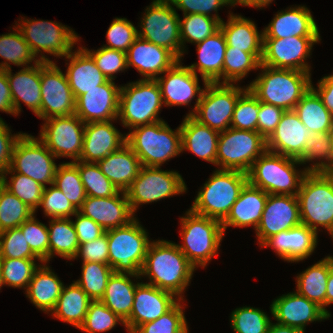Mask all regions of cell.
Segmentation results:
<instances>
[{"mask_svg": "<svg viewBox=\"0 0 333 333\" xmlns=\"http://www.w3.org/2000/svg\"><path fill=\"white\" fill-rule=\"evenodd\" d=\"M321 37L263 38L261 65L277 69L311 72L306 61Z\"/></svg>", "mask_w": 333, "mask_h": 333, "instance_id": "cell-17", "label": "cell"}, {"mask_svg": "<svg viewBox=\"0 0 333 333\" xmlns=\"http://www.w3.org/2000/svg\"><path fill=\"white\" fill-rule=\"evenodd\" d=\"M35 212L8 191L0 179V232L18 228Z\"/></svg>", "mask_w": 333, "mask_h": 333, "instance_id": "cell-51", "label": "cell"}, {"mask_svg": "<svg viewBox=\"0 0 333 333\" xmlns=\"http://www.w3.org/2000/svg\"><path fill=\"white\" fill-rule=\"evenodd\" d=\"M182 60L177 61L170 69L156 78L164 106L189 105L196 98L194 108L187 114L192 115L201 99L204 89L199 86V75H196Z\"/></svg>", "mask_w": 333, "mask_h": 333, "instance_id": "cell-19", "label": "cell"}, {"mask_svg": "<svg viewBox=\"0 0 333 333\" xmlns=\"http://www.w3.org/2000/svg\"><path fill=\"white\" fill-rule=\"evenodd\" d=\"M57 159L37 137L22 133L12 150L10 166L5 172L26 175L42 186L53 184Z\"/></svg>", "mask_w": 333, "mask_h": 333, "instance_id": "cell-14", "label": "cell"}, {"mask_svg": "<svg viewBox=\"0 0 333 333\" xmlns=\"http://www.w3.org/2000/svg\"><path fill=\"white\" fill-rule=\"evenodd\" d=\"M127 68H135L142 79H156L179 59L167 48L137 37L126 52Z\"/></svg>", "mask_w": 333, "mask_h": 333, "instance_id": "cell-25", "label": "cell"}, {"mask_svg": "<svg viewBox=\"0 0 333 333\" xmlns=\"http://www.w3.org/2000/svg\"><path fill=\"white\" fill-rule=\"evenodd\" d=\"M81 278L74 281L92 299L99 301L104 296L107 283L114 273L109 264L99 262H83Z\"/></svg>", "mask_w": 333, "mask_h": 333, "instance_id": "cell-47", "label": "cell"}, {"mask_svg": "<svg viewBox=\"0 0 333 333\" xmlns=\"http://www.w3.org/2000/svg\"><path fill=\"white\" fill-rule=\"evenodd\" d=\"M232 6L235 7L236 4L243 5L247 0H227Z\"/></svg>", "mask_w": 333, "mask_h": 333, "instance_id": "cell-72", "label": "cell"}, {"mask_svg": "<svg viewBox=\"0 0 333 333\" xmlns=\"http://www.w3.org/2000/svg\"><path fill=\"white\" fill-rule=\"evenodd\" d=\"M270 313L276 323L304 332L309 323L330 318L321 307L297 291L282 294L274 299L270 305Z\"/></svg>", "mask_w": 333, "mask_h": 333, "instance_id": "cell-23", "label": "cell"}, {"mask_svg": "<svg viewBox=\"0 0 333 333\" xmlns=\"http://www.w3.org/2000/svg\"><path fill=\"white\" fill-rule=\"evenodd\" d=\"M187 185L177 171L142 166L137 178L125 191L134 215L139 205L157 202L185 193Z\"/></svg>", "mask_w": 333, "mask_h": 333, "instance_id": "cell-13", "label": "cell"}, {"mask_svg": "<svg viewBox=\"0 0 333 333\" xmlns=\"http://www.w3.org/2000/svg\"><path fill=\"white\" fill-rule=\"evenodd\" d=\"M311 135L294 110L285 111L276 129L266 140V148L267 151L300 160L304 154V144Z\"/></svg>", "mask_w": 333, "mask_h": 333, "instance_id": "cell-26", "label": "cell"}, {"mask_svg": "<svg viewBox=\"0 0 333 333\" xmlns=\"http://www.w3.org/2000/svg\"><path fill=\"white\" fill-rule=\"evenodd\" d=\"M318 234L300 224L268 238L261 247H272L276 255L288 263H298L310 257L318 244Z\"/></svg>", "mask_w": 333, "mask_h": 333, "instance_id": "cell-27", "label": "cell"}, {"mask_svg": "<svg viewBox=\"0 0 333 333\" xmlns=\"http://www.w3.org/2000/svg\"><path fill=\"white\" fill-rule=\"evenodd\" d=\"M163 105L155 79H139L121 86L117 120L131 130L140 125L163 120L159 118Z\"/></svg>", "mask_w": 333, "mask_h": 333, "instance_id": "cell-8", "label": "cell"}, {"mask_svg": "<svg viewBox=\"0 0 333 333\" xmlns=\"http://www.w3.org/2000/svg\"><path fill=\"white\" fill-rule=\"evenodd\" d=\"M9 174L10 181L7 180ZM0 179L8 191L13 193L36 213L41 204L44 186L26 175L15 172H4Z\"/></svg>", "mask_w": 333, "mask_h": 333, "instance_id": "cell-48", "label": "cell"}, {"mask_svg": "<svg viewBox=\"0 0 333 333\" xmlns=\"http://www.w3.org/2000/svg\"><path fill=\"white\" fill-rule=\"evenodd\" d=\"M38 138L56 157L79 161L83 150L85 123L76 115L51 117L43 120Z\"/></svg>", "mask_w": 333, "mask_h": 333, "instance_id": "cell-16", "label": "cell"}, {"mask_svg": "<svg viewBox=\"0 0 333 333\" xmlns=\"http://www.w3.org/2000/svg\"><path fill=\"white\" fill-rule=\"evenodd\" d=\"M266 150V139L259 132L230 127L219 133L216 166L248 173Z\"/></svg>", "mask_w": 333, "mask_h": 333, "instance_id": "cell-11", "label": "cell"}, {"mask_svg": "<svg viewBox=\"0 0 333 333\" xmlns=\"http://www.w3.org/2000/svg\"><path fill=\"white\" fill-rule=\"evenodd\" d=\"M92 299L73 281L62 288L54 309L50 312L53 318L80 328L84 323Z\"/></svg>", "mask_w": 333, "mask_h": 333, "instance_id": "cell-40", "label": "cell"}, {"mask_svg": "<svg viewBox=\"0 0 333 333\" xmlns=\"http://www.w3.org/2000/svg\"><path fill=\"white\" fill-rule=\"evenodd\" d=\"M196 48L199 61L187 67L196 75H198L197 71L200 72L204 85L207 83L223 84V63L227 44L221 29L204 41L197 43Z\"/></svg>", "mask_w": 333, "mask_h": 333, "instance_id": "cell-31", "label": "cell"}, {"mask_svg": "<svg viewBox=\"0 0 333 333\" xmlns=\"http://www.w3.org/2000/svg\"><path fill=\"white\" fill-rule=\"evenodd\" d=\"M274 0H247L242 6H251L257 9L269 6Z\"/></svg>", "mask_w": 333, "mask_h": 333, "instance_id": "cell-71", "label": "cell"}, {"mask_svg": "<svg viewBox=\"0 0 333 333\" xmlns=\"http://www.w3.org/2000/svg\"><path fill=\"white\" fill-rule=\"evenodd\" d=\"M257 28L254 21L230 12L228 20L220 23L227 47L251 54H262L263 52V29L259 32Z\"/></svg>", "mask_w": 333, "mask_h": 333, "instance_id": "cell-36", "label": "cell"}, {"mask_svg": "<svg viewBox=\"0 0 333 333\" xmlns=\"http://www.w3.org/2000/svg\"><path fill=\"white\" fill-rule=\"evenodd\" d=\"M268 194L252 186L249 182L243 187L237 201L232 205L227 217L221 222L225 233L227 227L245 228L260 223Z\"/></svg>", "mask_w": 333, "mask_h": 333, "instance_id": "cell-33", "label": "cell"}, {"mask_svg": "<svg viewBox=\"0 0 333 333\" xmlns=\"http://www.w3.org/2000/svg\"><path fill=\"white\" fill-rule=\"evenodd\" d=\"M267 333H305V332L294 327L271 322Z\"/></svg>", "mask_w": 333, "mask_h": 333, "instance_id": "cell-69", "label": "cell"}, {"mask_svg": "<svg viewBox=\"0 0 333 333\" xmlns=\"http://www.w3.org/2000/svg\"><path fill=\"white\" fill-rule=\"evenodd\" d=\"M220 29V22L202 14H186L180 18V38L182 42V57L186 52L185 43L197 44L212 36Z\"/></svg>", "mask_w": 333, "mask_h": 333, "instance_id": "cell-46", "label": "cell"}, {"mask_svg": "<svg viewBox=\"0 0 333 333\" xmlns=\"http://www.w3.org/2000/svg\"><path fill=\"white\" fill-rule=\"evenodd\" d=\"M329 134H330V138H331L332 143H333V118H332V123H331L330 130H329Z\"/></svg>", "mask_w": 333, "mask_h": 333, "instance_id": "cell-73", "label": "cell"}, {"mask_svg": "<svg viewBox=\"0 0 333 333\" xmlns=\"http://www.w3.org/2000/svg\"><path fill=\"white\" fill-rule=\"evenodd\" d=\"M36 260L42 263L40 259L0 258L4 286L23 288L26 291L35 270L40 266Z\"/></svg>", "mask_w": 333, "mask_h": 333, "instance_id": "cell-52", "label": "cell"}, {"mask_svg": "<svg viewBox=\"0 0 333 333\" xmlns=\"http://www.w3.org/2000/svg\"><path fill=\"white\" fill-rule=\"evenodd\" d=\"M0 258L39 259L30 249L19 228L0 232Z\"/></svg>", "mask_w": 333, "mask_h": 333, "instance_id": "cell-59", "label": "cell"}, {"mask_svg": "<svg viewBox=\"0 0 333 333\" xmlns=\"http://www.w3.org/2000/svg\"><path fill=\"white\" fill-rule=\"evenodd\" d=\"M260 101L247 88L238 98L230 127L240 130L257 131Z\"/></svg>", "mask_w": 333, "mask_h": 333, "instance_id": "cell-55", "label": "cell"}, {"mask_svg": "<svg viewBox=\"0 0 333 333\" xmlns=\"http://www.w3.org/2000/svg\"><path fill=\"white\" fill-rule=\"evenodd\" d=\"M41 119L75 114V97L56 62H41Z\"/></svg>", "mask_w": 333, "mask_h": 333, "instance_id": "cell-18", "label": "cell"}, {"mask_svg": "<svg viewBox=\"0 0 333 333\" xmlns=\"http://www.w3.org/2000/svg\"><path fill=\"white\" fill-rule=\"evenodd\" d=\"M121 85L107 80L75 100V114L84 122L117 120Z\"/></svg>", "mask_w": 333, "mask_h": 333, "instance_id": "cell-22", "label": "cell"}, {"mask_svg": "<svg viewBox=\"0 0 333 333\" xmlns=\"http://www.w3.org/2000/svg\"><path fill=\"white\" fill-rule=\"evenodd\" d=\"M299 120L312 133H329L333 115L323 104L317 92L310 89L294 108Z\"/></svg>", "mask_w": 333, "mask_h": 333, "instance_id": "cell-41", "label": "cell"}, {"mask_svg": "<svg viewBox=\"0 0 333 333\" xmlns=\"http://www.w3.org/2000/svg\"><path fill=\"white\" fill-rule=\"evenodd\" d=\"M176 9L183 11V14H202L217 19L220 23L223 19L219 16L218 10L223 6H232L227 0H169ZM215 12V14H211Z\"/></svg>", "mask_w": 333, "mask_h": 333, "instance_id": "cell-62", "label": "cell"}, {"mask_svg": "<svg viewBox=\"0 0 333 333\" xmlns=\"http://www.w3.org/2000/svg\"><path fill=\"white\" fill-rule=\"evenodd\" d=\"M65 58L69 60L66 63L65 75L75 99L88 90L99 88V85L108 80L81 46L77 50H72Z\"/></svg>", "mask_w": 333, "mask_h": 333, "instance_id": "cell-32", "label": "cell"}, {"mask_svg": "<svg viewBox=\"0 0 333 333\" xmlns=\"http://www.w3.org/2000/svg\"><path fill=\"white\" fill-rule=\"evenodd\" d=\"M179 300L170 292L146 282H139L135 289L130 317L125 321V329L134 332L140 325L162 316Z\"/></svg>", "mask_w": 333, "mask_h": 333, "instance_id": "cell-21", "label": "cell"}, {"mask_svg": "<svg viewBox=\"0 0 333 333\" xmlns=\"http://www.w3.org/2000/svg\"><path fill=\"white\" fill-rule=\"evenodd\" d=\"M80 174L86 196L104 198L116 195L119 190L101 172L97 163L75 161L73 162Z\"/></svg>", "mask_w": 333, "mask_h": 333, "instance_id": "cell-50", "label": "cell"}, {"mask_svg": "<svg viewBox=\"0 0 333 333\" xmlns=\"http://www.w3.org/2000/svg\"><path fill=\"white\" fill-rule=\"evenodd\" d=\"M4 286V283H3V280H2V270H1V264H0V290H1V287Z\"/></svg>", "mask_w": 333, "mask_h": 333, "instance_id": "cell-74", "label": "cell"}, {"mask_svg": "<svg viewBox=\"0 0 333 333\" xmlns=\"http://www.w3.org/2000/svg\"><path fill=\"white\" fill-rule=\"evenodd\" d=\"M197 270L178 248L167 240H153L141 268L140 277H148L151 284L185 300L184 292Z\"/></svg>", "mask_w": 333, "mask_h": 333, "instance_id": "cell-1", "label": "cell"}, {"mask_svg": "<svg viewBox=\"0 0 333 333\" xmlns=\"http://www.w3.org/2000/svg\"><path fill=\"white\" fill-rule=\"evenodd\" d=\"M137 30L126 18L116 17L106 31L107 44L103 46L126 53L138 37Z\"/></svg>", "mask_w": 333, "mask_h": 333, "instance_id": "cell-60", "label": "cell"}, {"mask_svg": "<svg viewBox=\"0 0 333 333\" xmlns=\"http://www.w3.org/2000/svg\"><path fill=\"white\" fill-rule=\"evenodd\" d=\"M183 301L185 300H179L156 320L140 325L134 333H189Z\"/></svg>", "mask_w": 333, "mask_h": 333, "instance_id": "cell-53", "label": "cell"}, {"mask_svg": "<svg viewBox=\"0 0 333 333\" xmlns=\"http://www.w3.org/2000/svg\"><path fill=\"white\" fill-rule=\"evenodd\" d=\"M78 212L91 218L105 231L125 226L136 218L124 191H119L112 197L86 196Z\"/></svg>", "mask_w": 333, "mask_h": 333, "instance_id": "cell-24", "label": "cell"}, {"mask_svg": "<svg viewBox=\"0 0 333 333\" xmlns=\"http://www.w3.org/2000/svg\"><path fill=\"white\" fill-rule=\"evenodd\" d=\"M284 112L285 110L280 107L260 101L257 132H259L267 140L281 121Z\"/></svg>", "mask_w": 333, "mask_h": 333, "instance_id": "cell-64", "label": "cell"}, {"mask_svg": "<svg viewBox=\"0 0 333 333\" xmlns=\"http://www.w3.org/2000/svg\"><path fill=\"white\" fill-rule=\"evenodd\" d=\"M198 191L190 210L198 215L223 221L248 183L247 173L215 169Z\"/></svg>", "mask_w": 333, "mask_h": 333, "instance_id": "cell-6", "label": "cell"}, {"mask_svg": "<svg viewBox=\"0 0 333 333\" xmlns=\"http://www.w3.org/2000/svg\"><path fill=\"white\" fill-rule=\"evenodd\" d=\"M75 216L74 224L79 244L93 241L105 233V230L91 218L83 216L78 211L73 215Z\"/></svg>", "mask_w": 333, "mask_h": 333, "instance_id": "cell-66", "label": "cell"}, {"mask_svg": "<svg viewBox=\"0 0 333 333\" xmlns=\"http://www.w3.org/2000/svg\"><path fill=\"white\" fill-rule=\"evenodd\" d=\"M126 143L142 166L160 167L182 153L180 125L175 131L164 120L140 125L129 130Z\"/></svg>", "mask_w": 333, "mask_h": 333, "instance_id": "cell-3", "label": "cell"}, {"mask_svg": "<svg viewBox=\"0 0 333 333\" xmlns=\"http://www.w3.org/2000/svg\"><path fill=\"white\" fill-rule=\"evenodd\" d=\"M0 111L15 115V109L11 98L9 82L6 76V70L0 68ZM1 119V117H0Z\"/></svg>", "mask_w": 333, "mask_h": 333, "instance_id": "cell-68", "label": "cell"}, {"mask_svg": "<svg viewBox=\"0 0 333 333\" xmlns=\"http://www.w3.org/2000/svg\"><path fill=\"white\" fill-rule=\"evenodd\" d=\"M53 185L63 192L77 210L86 199L78 167L73 162L58 164Z\"/></svg>", "mask_w": 333, "mask_h": 333, "instance_id": "cell-49", "label": "cell"}, {"mask_svg": "<svg viewBox=\"0 0 333 333\" xmlns=\"http://www.w3.org/2000/svg\"><path fill=\"white\" fill-rule=\"evenodd\" d=\"M297 165H302L297 159L266 150L247 173L248 182L267 194L296 196L308 173Z\"/></svg>", "mask_w": 333, "mask_h": 333, "instance_id": "cell-5", "label": "cell"}, {"mask_svg": "<svg viewBox=\"0 0 333 333\" xmlns=\"http://www.w3.org/2000/svg\"><path fill=\"white\" fill-rule=\"evenodd\" d=\"M248 88L235 84L207 83L191 115L199 123L219 132L230 128L239 96Z\"/></svg>", "mask_w": 333, "mask_h": 333, "instance_id": "cell-15", "label": "cell"}, {"mask_svg": "<svg viewBox=\"0 0 333 333\" xmlns=\"http://www.w3.org/2000/svg\"><path fill=\"white\" fill-rule=\"evenodd\" d=\"M333 303V268L330 270L327 280L326 307Z\"/></svg>", "mask_w": 333, "mask_h": 333, "instance_id": "cell-70", "label": "cell"}, {"mask_svg": "<svg viewBox=\"0 0 333 333\" xmlns=\"http://www.w3.org/2000/svg\"><path fill=\"white\" fill-rule=\"evenodd\" d=\"M109 246V265L114 273L140 276L148 247V232L135 218L129 224L105 231Z\"/></svg>", "mask_w": 333, "mask_h": 333, "instance_id": "cell-9", "label": "cell"}, {"mask_svg": "<svg viewBox=\"0 0 333 333\" xmlns=\"http://www.w3.org/2000/svg\"><path fill=\"white\" fill-rule=\"evenodd\" d=\"M97 164L116 188L124 192L137 178L142 167L139 158L127 143L98 161Z\"/></svg>", "mask_w": 333, "mask_h": 333, "instance_id": "cell-35", "label": "cell"}, {"mask_svg": "<svg viewBox=\"0 0 333 333\" xmlns=\"http://www.w3.org/2000/svg\"><path fill=\"white\" fill-rule=\"evenodd\" d=\"M47 264L42 262L35 270L25 295L38 310L49 314L56 305L64 283Z\"/></svg>", "mask_w": 333, "mask_h": 333, "instance_id": "cell-37", "label": "cell"}, {"mask_svg": "<svg viewBox=\"0 0 333 333\" xmlns=\"http://www.w3.org/2000/svg\"><path fill=\"white\" fill-rule=\"evenodd\" d=\"M19 20L15 25L21 31L23 38L28 43L36 59L38 58V61L53 62L44 55L45 53L56 58H63L79 42V35L72 28L62 23L23 17Z\"/></svg>", "mask_w": 333, "mask_h": 333, "instance_id": "cell-10", "label": "cell"}, {"mask_svg": "<svg viewBox=\"0 0 333 333\" xmlns=\"http://www.w3.org/2000/svg\"><path fill=\"white\" fill-rule=\"evenodd\" d=\"M261 57L262 54L227 47L223 63V84H238L250 71L259 70Z\"/></svg>", "mask_w": 333, "mask_h": 333, "instance_id": "cell-45", "label": "cell"}, {"mask_svg": "<svg viewBox=\"0 0 333 333\" xmlns=\"http://www.w3.org/2000/svg\"><path fill=\"white\" fill-rule=\"evenodd\" d=\"M299 162L302 165L313 163L309 164L310 167H304L308 172H331L333 169V143L330 134H312L304 144V154Z\"/></svg>", "mask_w": 333, "mask_h": 333, "instance_id": "cell-44", "label": "cell"}, {"mask_svg": "<svg viewBox=\"0 0 333 333\" xmlns=\"http://www.w3.org/2000/svg\"><path fill=\"white\" fill-rule=\"evenodd\" d=\"M49 234V261L54 255L68 260H75L79 249L77 233L72 218H50Z\"/></svg>", "mask_w": 333, "mask_h": 333, "instance_id": "cell-42", "label": "cell"}, {"mask_svg": "<svg viewBox=\"0 0 333 333\" xmlns=\"http://www.w3.org/2000/svg\"><path fill=\"white\" fill-rule=\"evenodd\" d=\"M332 268L333 256L329 255L296 276V291L316 303L329 317L331 313L326 308V290Z\"/></svg>", "mask_w": 333, "mask_h": 333, "instance_id": "cell-38", "label": "cell"}, {"mask_svg": "<svg viewBox=\"0 0 333 333\" xmlns=\"http://www.w3.org/2000/svg\"><path fill=\"white\" fill-rule=\"evenodd\" d=\"M182 153L186 150L197 157L216 165L219 131L199 123L186 115L180 125Z\"/></svg>", "mask_w": 333, "mask_h": 333, "instance_id": "cell-34", "label": "cell"}, {"mask_svg": "<svg viewBox=\"0 0 333 333\" xmlns=\"http://www.w3.org/2000/svg\"><path fill=\"white\" fill-rule=\"evenodd\" d=\"M272 320L259 308L243 306L231 312L230 324L235 333H267Z\"/></svg>", "mask_w": 333, "mask_h": 333, "instance_id": "cell-54", "label": "cell"}, {"mask_svg": "<svg viewBox=\"0 0 333 333\" xmlns=\"http://www.w3.org/2000/svg\"><path fill=\"white\" fill-rule=\"evenodd\" d=\"M301 224L297 196L268 194L262 217L255 232L261 246L268 238Z\"/></svg>", "mask_w": 333, "mask_h": 333, "instance_id": "cell-20", "label": "cell"}, {"mask_svg": "<svg viewBox=\"0 0 333 333\" xmlns=\"http://www.w3.org/2000/svg\"><path fill=\"white\" fill-rule=\"evenodd\" d=\"M34 213L18 228L22 231L31 251L42 261L49 262V234L47 225L38 221Z\"/></svg>", "mask_w": 333, "mask_h": 333, "instance_id": "cell-57", "label": "cell"}, {"mask_svg": "<svg viewBox=\"0 0 333 333\" xmlns=\"http://www.w3.org/2000/svg\"><path fill=\"white\" fill-rule=\"evenodd\" d=\"M140 279L133 274L113 273L108 280L101 302L124 322L132 311L135 289L139 282L134 283L130 278Z\"/></svg>", "mask_w": 333, "mask_h": 333, "instance_id": "cell-39", "label": "cell"}, {"mask_svg": "<svg viewBox=\"0 0 333 333\" xmlns=\"http://www.w3.org/2000/svg\"><path fill=\"white\" fill-rule=\"evenodd\" d=\"M140 22L139 37L167 48L179 60L182 59L180 16L169 0H153Z\"/></svg>", "mask_w": 333, "mask_h": 333, "instance_id": "cell-12", "label": "cell"}, {"mask_svg": "<svg viewBox=\"0 0 333 333\" xmlns=\"http://www.w3.org/2000/svg\"><path fill=\"white\" fill-rule=\"evenodd\" d=\"M263 38L321 37L319 28L306 6L288 7L278 11L263 30Z\"/></svg>", "mask_w": 333, "mask_h": 333, "instance_id": "cell-30", "label": "cell"}, {"mask_svg": "<svg viewBox=\"0 0 333 333\" xmlns=\"http://www.w3.org/2000/svg\"><path fill=\"white\" fill-rule=\"evenodd\" d=\"M81 257L83 262H99L109 264V246L107 234L104 233L93 241L79 245L75 259Z\"/></svg>", "mask_w": 333, "mask_h": 333, "instance_id": "cell-63", "label": "cell"}, {"mask_svg": "<svg viewBox=\"0 0 333 333\" xmlns=\"http://www.w3.org/2000/svg\"><path fill=\"white\" fill-rule=\"evenodd\" d=\"M118 324H123L125 327V322L100 300L92 301L79 330L86 333H102L112 330Z\"/></svg>", "mask_w": 333, "mask_h": 333, "instance_id": "cell-56", "label": "cell"}, {"mask_svg": "<svg viewBox=\"0 0 333 333\" xmlns=\"http://www.w3.org/2000/svg\"><path fill=\"white\" fill-rule=\"evenodd\" d=\"M0 58L5 59L0 63V68L4 70L12 68L11 63L17 67H28L39 62L17 26H13L12 32L0 35Z\"/></svg>", "mask_w": 333, "mask_h": 333, "instance_id": "cell-43", "label": "cell"}, {"mask_svg": "<svg viewBox=\"0 0 333 333\" xmlns=\"http://www.w3.org/2000/svg\"><path fill=\"white\" fill-rule=\"evenodd\" d=\"M301 224L317 234L319 226L333 238V174L308 172L297 193Z\"/></svg>", "mask_w": 333, "mask_h": 333, "instance_id": "cell-7", "label": "cell"}, {"mask_svg": "<svg viewBox=\"0 0 333 333\" xmlns=\"http://www.w3.org/2000/svg\"><path fill=\"white\" fill-rule=\"evenodd\" d=\"M311 87L317 92L325 107L333 115V74L318 80L317 88L313 84H311Z\"/></svg>", "mask_w": 333, "mask_h": 333, "instance_id": "cell-67", "label": "cell"}, {"mask_svg": "<svg viewBox=\"0 0 333 333\" xmlns=\"http://www.w3.org/2000/svg\"><path fill=\"white\" fill-rule=\"evenodd\" d=\"M113 121L85 123L83 150L80 161L97 163L126 143L123 135Z\"/></svg>", "mask_w": 333, "mask_h": 333, "instance_id": "cell-28", "label": "cell"}, {"mask_svg": "<svg viewBox=\"0 0 333 333\" xmlns=\"http://www.w3.org/2000/svg\"><path fill=\"white\" fill-rule=\"evenodd\" d=\"M184 215L180 217L183 243L177 246L195 268H204L219 254V246L225 234L222 223L217 219L198 215L190 209Z\"/></svg>", "mask_w": 333, "mask_h": 333, "instance_id": "cell-4", "label": "cell"}, {"mask_svg": "<svg viewBox=\"0 0 333 333\" xmlns=\"http://www.w3.org/2000/svg\"><path fill=\"white\" fill-rule=\"evenodd\" d=\"M11 98L18 116L21 112L22 101L31 111L41 119V61L32 66L23 67L15 74L11 68L6 70Z\"/></svg>", "mask_w": 333, "mask_h": 333, "instance_id": "cell-29", "label": "cell"}, {"mask_svg": "<svg viewBox=\"0 0 333 333\" xmlns=\"http://www.w3.org/2000/svg\"><path fill=\"white\" fill-rule=\"evenodd\" d=\"M261 73L248 85L259 101L294 110L303 95L310 89L311 73L292 69H277L260 65Z\"/></svg>", "mask_w": 333, "mask_h": 333, "instance_id": "cell-2", "label": "cell"}, {"mask_svg": "<svg viewBox=\"0 0 333 333\" xmlns=\"http://www.w3.org/2000/svg\"><path fill=\"white\" fill-rule=\"evenodd\" d=\"M82 48L93 58L96 66L109 80H115L114 74L124 72L127 69L126 53L102 46L97 50Z\"/></svg>", "mask_w": 333, "mask_h": 333, "instance_id": "cell-58", "label": "cell"}, {"mask_svg": "<svg viewBox=\"0 0 333 333\" xmlns=\"http://www.w3.org/2000/svg\"><path fill=\"white\" fill-rule=\"evenodd\" d=\"M8 124L0 119V177L9 168L12 150L15 142L21 136L22 132L12 135Z\"/></svg>", "mask_w": 333, "mask_h": 333, "instance_id": "cell-65", "label": "cell"}, {"mask_svg": "<svg viewBox=\"0 0 333 333\" xmlns=\"http://www.w3.org/2000/svg\"><path fill=\"white\" fill-rule=\"evenodd\" d=\"M49 218H72L78 210L69 202L63 192L51 184L44 188L39 208Z\"/></svg>", "mask_w": 333, "mask_h": 333, "instance_id": "cell-61", "label": "cell"}]
</instances>
